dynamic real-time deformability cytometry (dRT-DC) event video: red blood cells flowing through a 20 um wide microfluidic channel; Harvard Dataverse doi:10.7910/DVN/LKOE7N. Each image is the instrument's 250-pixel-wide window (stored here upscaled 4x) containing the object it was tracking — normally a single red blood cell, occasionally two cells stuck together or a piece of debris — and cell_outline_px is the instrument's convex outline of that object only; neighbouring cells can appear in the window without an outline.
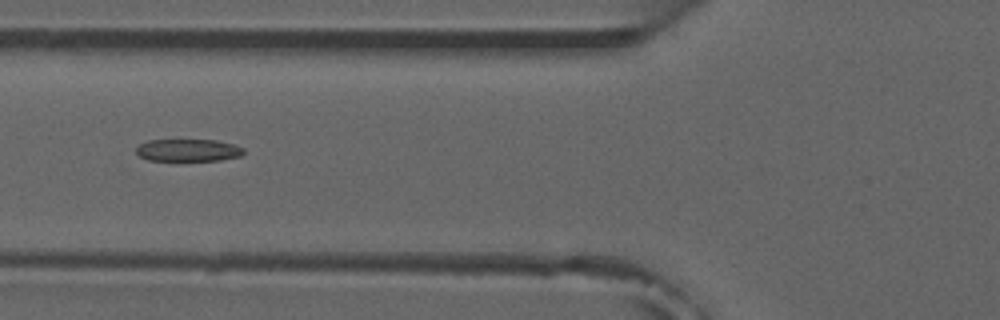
{"species": "common noctule bat (a hibernating species)", "species_latin": "Nyctalus noctula", "temperature_condition": "room temperature", "stored_images_in_passage": 3, "camera_frame_rate_fps": 3000, "um_per_image_px": 0.085, "animal": {"sex": "male", "forearm_length_mm": 52.5}, "frame": {"image": 1, "passage_image": 3, "time_ms": 2.0, "image_size_px": [1000, 320], "cell_outline_px": [[244, 152], [240, 156], [220, 160], [180, 164], [148, 160], [140, 156], [136, 152], [136, 148], [140, 144], [148, 140], [216, 140], [232, 144], [244, 148]], "centroid_in_image_um": [15.96, 12.83], "position_along_channel_um": 109.8, "area_um2": 14.85}}